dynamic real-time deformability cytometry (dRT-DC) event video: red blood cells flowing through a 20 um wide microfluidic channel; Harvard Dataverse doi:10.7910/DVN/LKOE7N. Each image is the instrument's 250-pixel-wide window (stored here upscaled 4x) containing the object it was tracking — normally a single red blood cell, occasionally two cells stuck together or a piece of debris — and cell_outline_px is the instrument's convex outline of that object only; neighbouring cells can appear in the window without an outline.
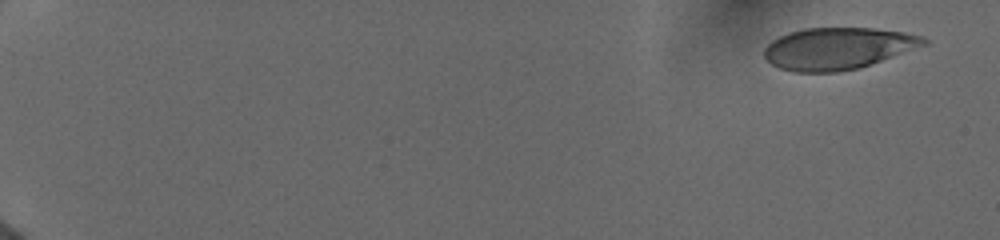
{"species": "human", "species_latin": "Homo sapiens", "temperature_condition": "cold", "stored_images_in_passage": 6, "camera_frame_rate_fps": 3000, "um_per_image_px": 0.085, "donor": {"sex": "female"}, "frame": {"image": 1, "passage_image": 1, "time_ms": 0.0, "image_size_px": [1000, 240], "cell_outline_px": [[928, 44], [860, 68], [836, 72], [792, 72], [780, 68], [772, 64], [764, 56], [764, 48], [772, 40], [788, 32], [804, 28], [872, 28], [904, 32], [924, 36], [928, 40]], "centroid_in_image_um": [71.22, 4.12], "position_along_channel_um": 13.8, "area_um2": 39.02}}